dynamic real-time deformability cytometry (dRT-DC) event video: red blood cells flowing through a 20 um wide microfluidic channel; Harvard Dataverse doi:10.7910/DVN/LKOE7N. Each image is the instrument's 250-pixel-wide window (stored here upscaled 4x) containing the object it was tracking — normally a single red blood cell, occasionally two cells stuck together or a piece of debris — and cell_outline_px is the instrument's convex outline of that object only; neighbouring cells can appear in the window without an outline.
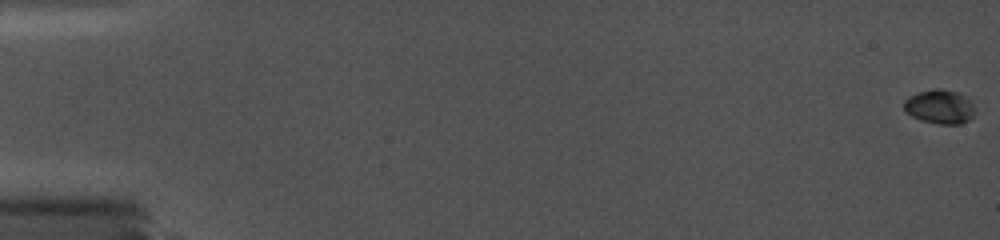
{"species": "common noctule bat (a hibernating species)", "species_latin": "Nyctalus noctula", "temperature_condition": "cold", "stored_images_in_passage": 26, "camera_frame_rate_fps": 5000, "um_per_image_px": 0.085, "animal": {"sex": "female", "body_mass_g": 19.0, "forearm_length_mm": 56.7}, "frame": {"image": 1, "passage_image": 1, "time_ms": 0.0, "image_size_px": [1000, 240], "cell_outline_px": [[980, 108], [968, 120], [960, 124], [940, 124], [920, 120], [904, 112], [904, 100], [908, 96], [932, 88], [940, 88], [960, 92]], "centroid_in_image_um": [79.92, 9.06], "position_along_channel_um": 5.1, "area_um2": 14.57}}
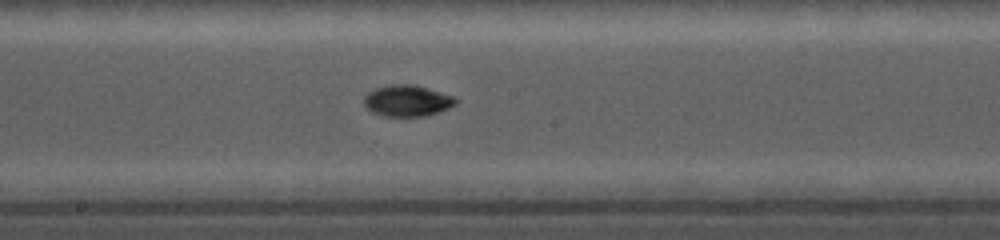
{"frame": {"image": 2, "passage_image": 12, "time_ms": 10.2, "image_size_px": [1000, 240], "cell_outline_px": [[460, 100], [456, 104], [440, 112], [424, 116], [384, 116], [372, 112], [364, 104], [364, 96], [368, 92], [376, 88], [392, 84], [416, 84], [452, 96]], "centroid_in_image_um": [34.63, 8.56], "position_along_channel_um": 213.6, "area_um2": 16.76}}
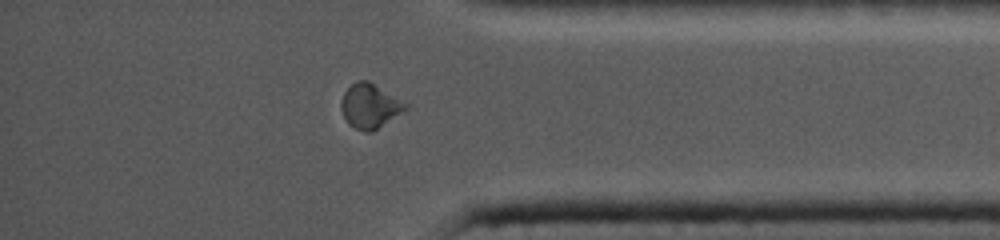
{"frame": {"image": 3, "passage_image": 22, "time_ms": 15.2, "image_size_px": [1000, 240], "cell_outline_px": [[408, 108], [372, 132], [364, 132], [348, 124], [340, 108], [340, 104], [344, 92], [356, 80], [368, 80], [408, 104]], "centroid_in_image_um": [31.42, 9.01], "position_along_channel_um": 403.8, "area_um2": 16.53}, "authors_computed_cell_mechanics": {"area_um2": 16.1262, "velocity_mm_per_s": 3.8276, "shape_relaxation_time_tau1_ms": null, "shape_relaxation_time_tau2_ms": 2.5464, "deformation_change_tau1": null, "deformation_change_tau2": 0.0495}}